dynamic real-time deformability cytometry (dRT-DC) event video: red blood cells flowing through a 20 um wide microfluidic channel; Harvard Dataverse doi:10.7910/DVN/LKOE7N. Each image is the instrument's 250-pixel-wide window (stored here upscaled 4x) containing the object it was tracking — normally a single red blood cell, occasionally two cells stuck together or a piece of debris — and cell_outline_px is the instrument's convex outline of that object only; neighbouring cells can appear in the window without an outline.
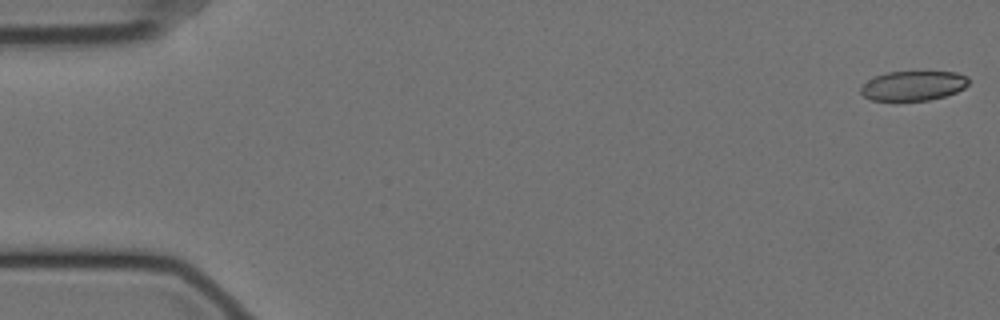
{"species": "Egyptian fruit bat (a non-hibernating species)", "species_latin": "Rousettus aegyptiacus", "temperature_condition": "cold", "stored_images_in_passage": 21, "camera_frame_rate_fps": 3000, "um_per_image_px": 0.085, "animal": {"sex": "female"}, "frame": {"image": 1, "passage_image": 1, "time_ms": 0.0, "image_size_px": [1000, 320], "cell_outline_px": [[968, 84], [964, 88], [956, 92], [944, 96], [928, 100], [896, 104], [872, 100], [864, 96], [860, 92], [860, 88], [872, 76], [888, 72], [956, 72], [968, 76]], "centroid_in_image_um": [77.57, 7.33], "position_along_channel_um": 7.4, "area_um2": 19.36}}
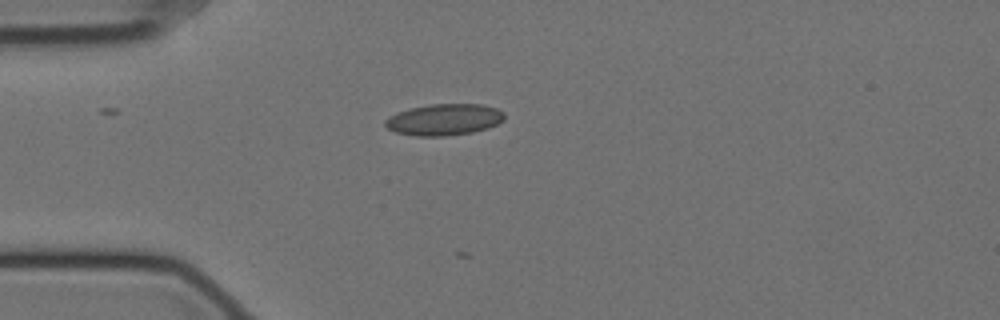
{"frame": {"image": 2, "passage_image": 15, "time_ms": 4.667, "image_size_px": [1000, 320], "cell_outline_px": [[504, 120], [488, 128], [472, 132], [444, 136], [416, 136], [396, 132], [388, 128], [384, 124], [384, 120], [388, 116], [396, 112], [408, 108], [432, 104], [480, 104], [496, 108], [504, 112]], "centroid_in_image_um": [37.72, 10.16], "position_along_channel_um": 47.3, "area_um2": 21.91}}
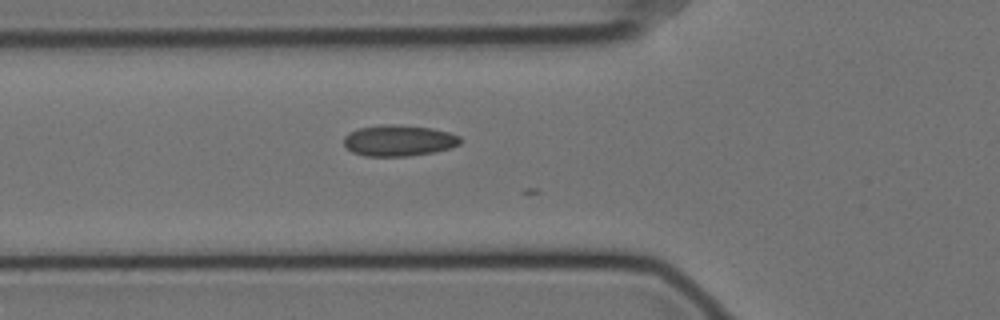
{"frame": {"image": 3, "passage_image": 20, "time_ms": 6.333, "image_size_px": [1000, 320], "cell_outline_px": [[460, 144], [452, 148], [432, 152], [408, 156], [364, 156], [352, 152], [344, 144], [344, 136], [348, 132], [360, 128], [380, 124], [400, 124], [432, 128], [448, 132], [460, 136]], "centroid_in_image_um": [33.89, 11.94], "position_along_channel_um": 91.9, "area_um2": 21.27}}